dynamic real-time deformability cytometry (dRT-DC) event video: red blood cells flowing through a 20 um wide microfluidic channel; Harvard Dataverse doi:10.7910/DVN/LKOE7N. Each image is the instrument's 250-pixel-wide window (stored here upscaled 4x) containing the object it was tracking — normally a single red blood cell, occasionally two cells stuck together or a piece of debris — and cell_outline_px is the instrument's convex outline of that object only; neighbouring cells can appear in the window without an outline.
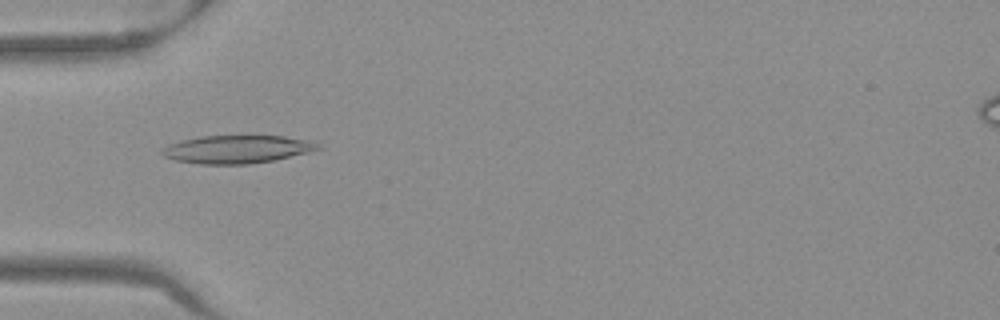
{"species": "Egyptian fruit bat (a non-hibernating species)", "species_latin": "Rousettus aegyptiacus", "temperature_condition": "warm", "stored_images_in_passage": 51, "camera_frame_rate_fps": 3000, "um_per_image_px": 0.085, "frame": {"image": 1, "passage_image": 16, "time_ms": 5.0, "image_size_px": [1000, 320], "cell_outline_px": [[320, 148], [308, 152], [272, 160], [248, 164], [200, 164], [176, 160], [164, 156], [160, 152], [160, 148], [168, 144], [180, 140], [200, 136], [284, 136], [308, 140], [320, 144]], "centroid_in_image_um": [20.08, 12.68], "position_along_channel_um": 64.9, "area_um2": 25.32}}
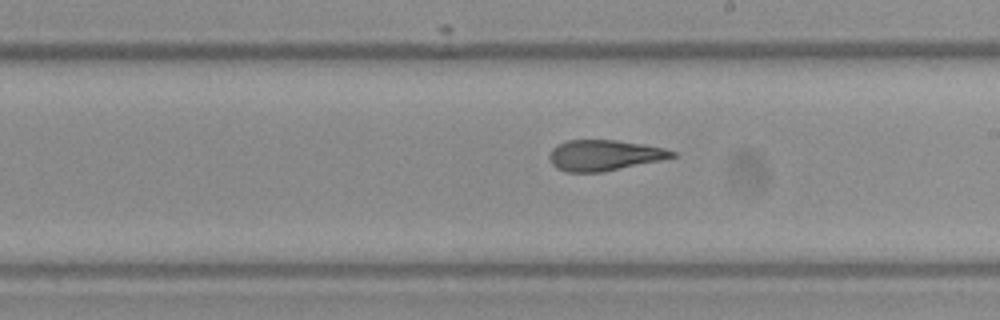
{"frame": {"image": 2, "passage_image": 29, "time_ms": 9.333, "image_size_px": [1000, 320], "cell_outline_px": [[676, 156], [660, 160], [600, 172], [568, 172], [556, 168], [552, 164], [548, 156], [552, 148], [556, 144], [568, 140], [616, 140], [644, 144], [664, 148], [676, 152]], "centroid_in_image_um": [51.32, 13.19], "position_along_channel_um": 237.7, "area_um2": 21.85}}
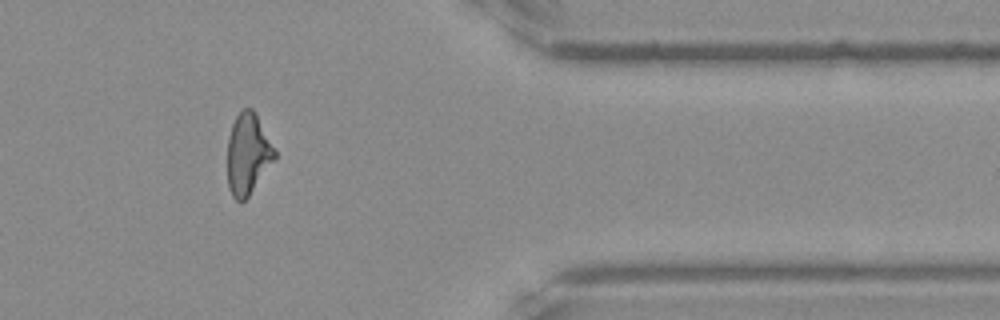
{"frame": {"image": 3, "passage_image": 42, "time_ms": 13.667, "image_size_px": [1000, 320], "cell_outline_px": [[276, 156], [248, 196], [240, 204], [232, 196], [228, 188], [228, 136], [232, 124], [236, 116], [244, 108], [252, 108], [256, 112], [276, 152]], "centroid_in_image_um": [21.05, 13.07], "position_along_channel_um": 390.4, "area_um2": 22.08}, "authors_computed_cell_mechanics": {"area_um2": 23.12, "velocity_mm_per_s": 3.995, "shape_relaxation_time_tau1_ms": null, "shape_relaxation_time_tau2_ms": 2.2668, "deformation_change_tau1": null, "deformation_change_tau2": 0.107}}